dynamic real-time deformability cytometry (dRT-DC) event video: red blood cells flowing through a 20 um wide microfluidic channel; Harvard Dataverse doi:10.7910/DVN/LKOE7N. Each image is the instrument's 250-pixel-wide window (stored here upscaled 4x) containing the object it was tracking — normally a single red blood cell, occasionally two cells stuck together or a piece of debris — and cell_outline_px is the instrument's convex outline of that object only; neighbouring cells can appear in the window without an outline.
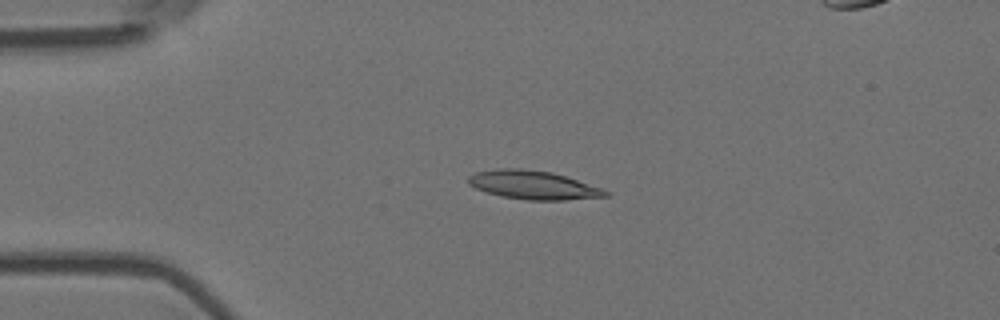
{"species": "Egyptian fruit bat (a non-hibernating species)", "species_latin": "Rousettus aegyptiacus", "temperature_condition": "room temperature", "stored_images_in_passage": 6, "camera_frame_rate_fps": 3000, "um_per_image_px": 0.085, "animal": {"sex": "female"}, "frame": {"image": 1, "passage_image": 4, "time_ms": 1.0, "image_size_px": [1000, 320], "cell_outline_px": [[612, 192], [608, 196], [564, 200], [528, 200], [500, 196], [484, 192], [468, 184], [468, 176], [476, 172], [496, 168], [520, 168], [552, 172], [604, 188]], "centroid_in_image_um": [45.33, 15.72], "position_along_channel_um": 39.7, "area_um2": 23.12}}
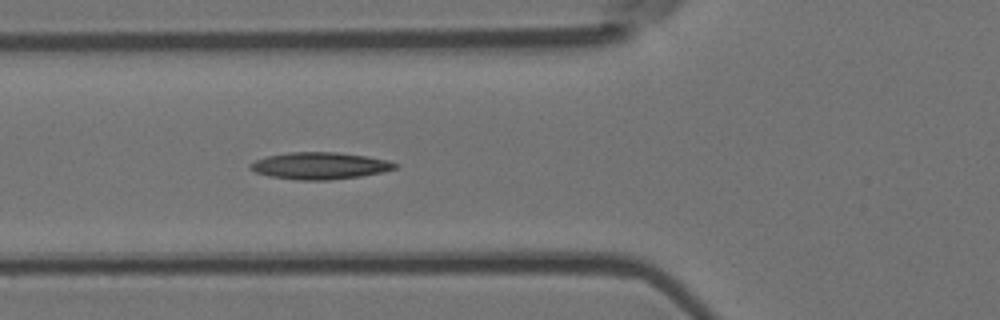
{"frame": {"image": 2, "passage_image": 6, "time_ms": 1.667, "image_size_px": [1000, 320], "cell_outline_px": [[400, 164], [396, 168], [380, 172], [360, 176], [328, 180], [296, 180], [272, 176], [256, 172], [248, 168], [248, 164], [256, 160], [268, 156], [288, 152], [336, 152], [368, 156], [388, 160]], "centroid_in_image_um": [27.19, 14.08], "position_along_channel_um": 98.6, "area_um2": 22.66}}